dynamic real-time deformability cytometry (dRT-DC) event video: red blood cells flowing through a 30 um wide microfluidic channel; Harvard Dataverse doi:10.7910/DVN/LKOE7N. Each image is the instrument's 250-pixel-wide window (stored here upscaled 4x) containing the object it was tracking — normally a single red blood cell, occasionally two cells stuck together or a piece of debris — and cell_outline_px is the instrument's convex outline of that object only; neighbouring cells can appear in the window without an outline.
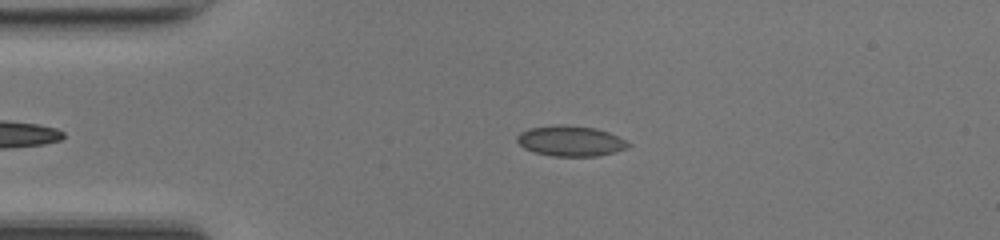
{"species": "common noctule bat (a hibernating species)", "species_latin": "Nyctalus noctula", "temperature_condition": "room temperature", "stored_images_in_passage": 37, "camera_frame_rate_fps": 3000, "um_per_image_px": 0.085, "animal": {"sex": "female", "body_mass_g": 17.0, "forearm_length_mm": 48.0}, "frame": {"image": 1, "passage_image": 5, "time_ms": 1.333, "image_size_px": [1000, 240], "cell_outline_px": [[632, 144], [628, 148], [596, 156], [552, 156], [536, 152], [524, 148], [516, 140], [516, 136], [520, 132], [528, 128], [552, 124], [564, 124], [596, 128], [608, 132]], "centroid_in_image_um": [48.46, 11.96], "position_along_channel_um": 36.5, "area_um2": 19.77}}
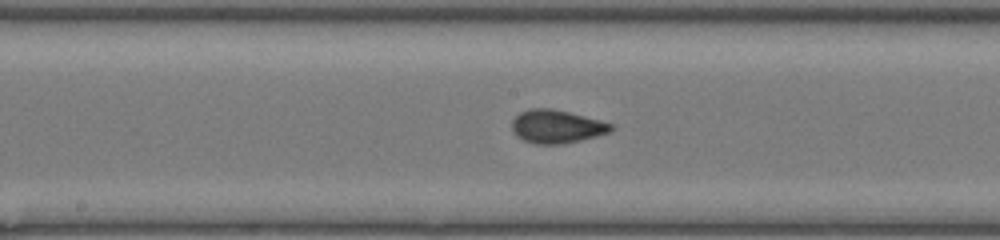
{"frame": {"image": 2, "passage_image": 19, "time_ms": 6.0, "image_size_px": [1000, 240], "cell_outline_px": [[616, 128], [608, 132], [596, 136], [580, 140], [560, 144], [532, 144], [516, 136], [512, 132], [512, 120], [520, 112], [528, 108], [552, 108], [600, 120], [612, 124]], "centroid_in_image_um": [47.28, 10.75], "position_along_channel_um": 200.9, "area_um2": 19.25}}
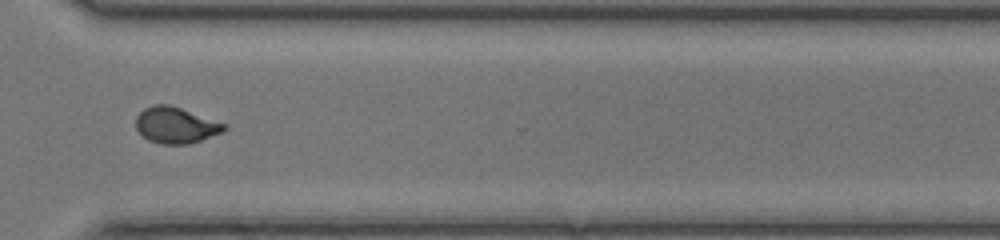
{"frame": {"image": 3, "passage_image": 30, "time_ms": 9.667, "image_size_px": [1000, 240], "cell_outline_px": [[228, 128], [220, 132], [200, 140], [188, 144], [164, 144], [148, 140], [136, 128], [136, 116], [144, 108], [156, 104], [168, 104], [228, 124]], "centroid_in_image_um": [14.94, 10.63], "position_along_channel_um": 355.7, "area_um2": 18.38}, "authors_computed_cell_mechanics": {"area_um2": 18.6116, "velocity_mm_per_s": 4.2224, "shape_relaxation_time_tau1_ms": 6.2675, "shape_relaxation_time_tau2_ms": 0.6548, "deformation_change_tau1": 0.1726, "deformation_change_tau2": 0.0598}}